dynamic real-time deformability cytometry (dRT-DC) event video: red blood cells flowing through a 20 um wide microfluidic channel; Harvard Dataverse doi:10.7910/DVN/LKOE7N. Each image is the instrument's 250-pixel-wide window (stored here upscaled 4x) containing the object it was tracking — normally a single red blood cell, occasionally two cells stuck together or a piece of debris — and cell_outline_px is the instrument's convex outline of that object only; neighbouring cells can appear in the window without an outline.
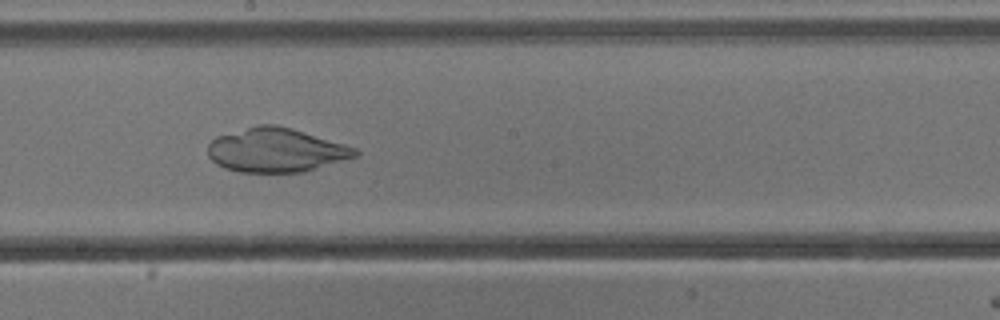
{"species": "common noctule bat (a hibernating species)", "species_latin": "Nyctalus noctula", "temperature_condition": "cold", "stored_images_in_passage": 29, "camera_frame_rate_fps": 3000, "um_per_image_px": 0.085, "animal": {"sex": "male", "body_mass_g": 13.3}, "frame": {"image": 1, "passage_image": 29, "time_ms": 9.333, "image_size_px": [1000, 320], "cell_outline_px": [[360, 156], [300, 172], [240, 172], [224, 168], [216, 164], [208, 156], [208, 144], [216, 136], [256, 124], [276, 124], [292, 128], [344, 144], [356, 148], [360, 152]], "centroid_in_image_um": [23.45, 12.75], "position_along_channel_um": 224.8, "area_um2": 37.92}}